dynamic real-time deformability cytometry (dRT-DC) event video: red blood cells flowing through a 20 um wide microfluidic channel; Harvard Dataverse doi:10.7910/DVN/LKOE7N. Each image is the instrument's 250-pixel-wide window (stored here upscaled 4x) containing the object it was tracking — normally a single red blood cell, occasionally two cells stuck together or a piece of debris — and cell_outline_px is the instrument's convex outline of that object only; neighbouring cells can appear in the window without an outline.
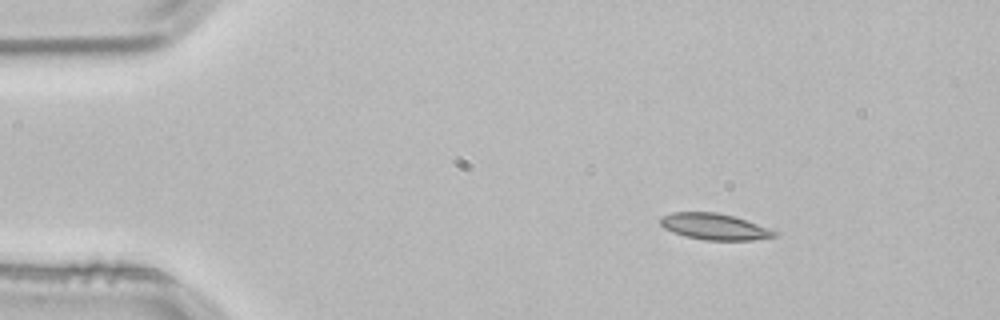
{"species": "common noctule bat (a hibernating species)", "species_latin": "Nyctalus noctula", "temperature_condition": "room temperature", "stored_images_in_passage": 2, "camera_frame_rate_fps": 3000, "um_per_image_px": 0.085, "animal": {"sex": "male", "body_mass_g": 21.5, "forearm_length_mm": 52.0}, "frame": {"image": 1, "passage_image": 1, "time_ms": 0.0, "image_size_px": [1000, 320], "cell_outline_px": [[780, 232], [776, 236], [752, 240], [704, 240], [684, 236], [672, 232], [664, 228], [660, 224], [660, 216], [672, 212], [716, 212], [732, 216]], "centroid_in_image_um": [60.68, 19.26], "position_along_channel_um": 24.3, "area_um2": 17.4}}